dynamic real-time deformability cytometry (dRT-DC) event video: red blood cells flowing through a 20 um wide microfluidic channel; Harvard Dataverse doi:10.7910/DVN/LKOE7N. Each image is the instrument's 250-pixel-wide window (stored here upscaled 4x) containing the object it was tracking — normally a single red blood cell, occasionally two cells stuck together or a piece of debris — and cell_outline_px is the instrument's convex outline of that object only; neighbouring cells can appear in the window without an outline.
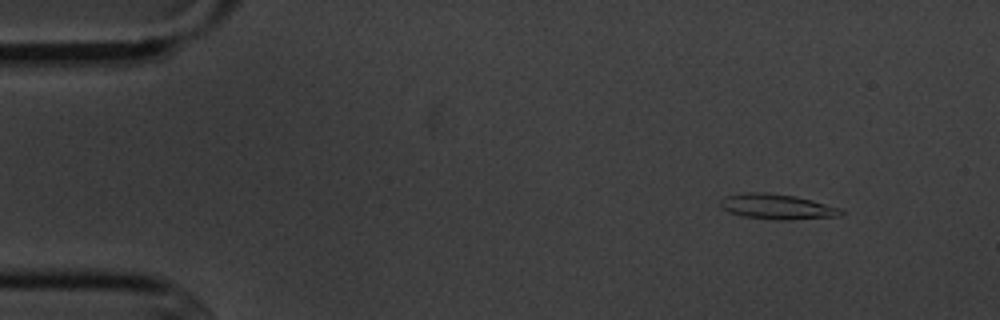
{"species": "common noctule bat (a hibernating species)", "species_latin": "Nyctalus noctula", "temperature_condition": "cold", "stored_images_in_passage": 4, "camera_frame_rate_fps": 3000, "um_per_image_px": 0.085, "animal": {"sex": "male", "body_mass_g": 20.1, "forearm_length_mm": 53.5}, "frame": {"image": 1, "passage_image": 1, "time_ms": 0.0, "image_size_px": [1000, 320], "cell_outline_px": [[844, 212], [840, 216], [792, 220], [776, 220], [744, 216], [720, 208], [720, 200], [724, 196], [744, 192], [764, 192], [796, 196], [812, 200], [840, 208]], "centroid_in_image_um": [66.05, 17.56], "position_along_channel_um": 19.0, "area_um2": 17.8}}